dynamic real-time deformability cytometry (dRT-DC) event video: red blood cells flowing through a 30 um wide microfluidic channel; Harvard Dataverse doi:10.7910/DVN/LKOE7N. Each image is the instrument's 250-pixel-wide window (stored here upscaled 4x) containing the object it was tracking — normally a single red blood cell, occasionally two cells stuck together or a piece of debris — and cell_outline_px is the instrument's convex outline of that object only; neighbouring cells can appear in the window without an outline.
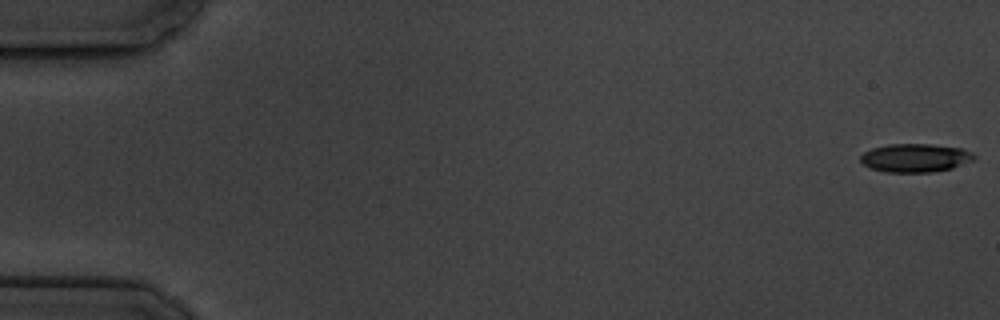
{"species": "common noctule bat (a hibernating species)", "species_latin": "Nyctalus noctula", "temperature_condition": "cold", "stored_images_in_passage": 5, "camera_frame_rate_fps": 3000, "um_per_image_px": 0.085, "animal": {"sex": "male", "body_mass_g": 19.5, "forearm_length_mm": 54.6}, "frame": {"image": 1, "passage_image": 1, "time_ms": 0.0, "image_size_px": [1000, 320], "cell_outline_px": [[976, 156], [972, 160], [952, 168], [932, 172], [884, 172], [868, 168], [860, 160], [860, 156], [864, 152], [872, 148], [888, 144], [928, 144], [964, 148], [972, 152]], "centroid_in_image_um": [77.78, 13.42], "position_along_channel_um": 7.2, "area_um2": 18.9}}
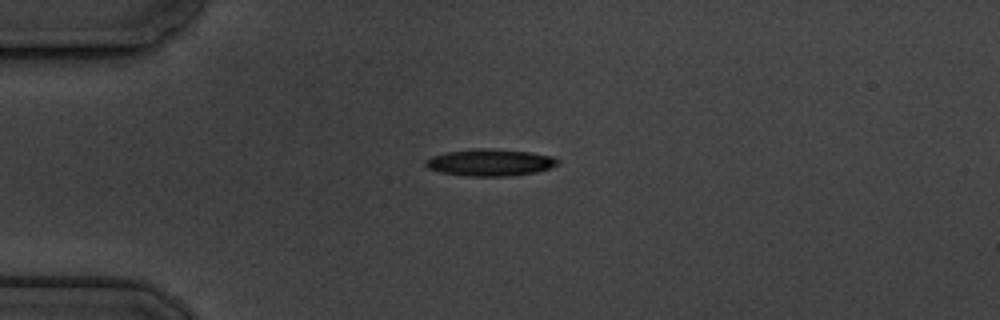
{"frame": {"image": 2, "passage_image": 4, "time_ms": 4.667, "image_size_px": [1000, 320], "cell_outline_px": [[560, 164], [536, 172], [512, 176], [464, 176], [440, 172], [428, 168], [424, 164], [424, 160], [432, 156], [448, 152], [488, 148], [528, 152], [552, 156], [560, 160]], "centroid_in_image_um": [41.66, 13.83], "position_along_channel_um": 43.3, "area_um2": 20.58}}